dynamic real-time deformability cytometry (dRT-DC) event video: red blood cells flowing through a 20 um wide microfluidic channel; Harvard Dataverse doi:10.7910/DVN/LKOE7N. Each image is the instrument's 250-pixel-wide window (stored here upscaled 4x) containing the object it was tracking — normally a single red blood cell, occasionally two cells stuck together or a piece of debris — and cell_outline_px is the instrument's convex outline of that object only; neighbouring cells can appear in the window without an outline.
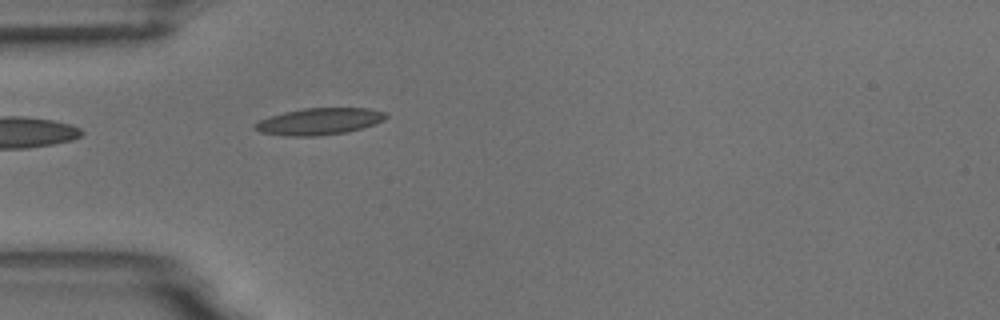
{"species": "common noctule bat (a hibernating species)", "species_latin": "Nyctalus noctula", "temperature_condition": "room temperature", "stored_images_in_passage": 4, "camera_frame_rate_fps": 3000, "um_per_image_px": 0.085, "animal": {"sex": "male", "body_mass_g": 18.8}, "frame": {"image": 1, "passage_image": 4, "time_ms": 3.667, "image_size_px": [1000, 320], "cell_outline_px": [[388, 116], [384, 120], [376, 124], [344, 132], [320, 136], [288, 136], [260, 132], [252, 128], [252, 124], [260, 120], [284, 112], [304, 108], [368, 108], [384, 112]], "centroid_in_image_um": [27.12, 10.32], "position_along_channel_um": 57.9, "area_um2": 20.35}}